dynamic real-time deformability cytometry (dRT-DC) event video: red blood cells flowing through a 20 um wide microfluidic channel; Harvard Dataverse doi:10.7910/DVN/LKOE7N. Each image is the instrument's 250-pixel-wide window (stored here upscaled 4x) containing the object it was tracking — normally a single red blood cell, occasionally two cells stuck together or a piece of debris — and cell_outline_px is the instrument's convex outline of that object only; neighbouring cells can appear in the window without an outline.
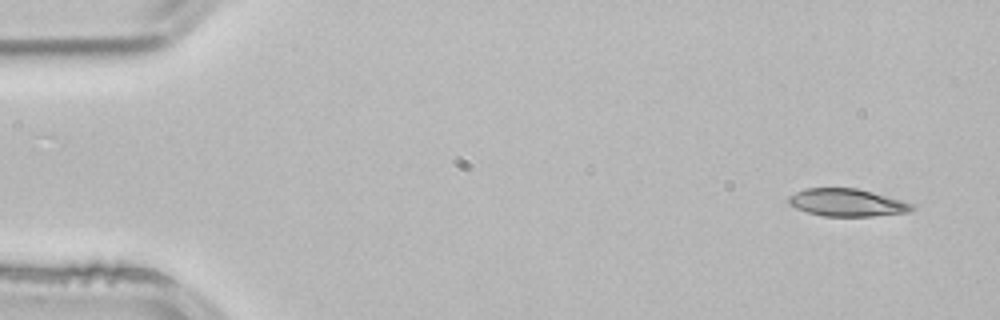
{"species": "common noctule bat (a hibernating species)", "species_latin": "Nyctalus noctula", "temperature_condition": "room temperature", "stored_images_in_passage": 3, "camera_frame_rate_fps": 3000, "um_per_image_px": 0.085, "animal": {"sex": "male", "body_mass_g": 21.5, "forearm_length_mm": 52.0}, "frame": {"image": 1, "passage_image": 1, "time_ms": 0.0, "image_size_px": [1000, 320], "cell_outline_px": [[916, 208], [912, 212], [872, 216], [824, 216], [808, 212], [796, 208], [788, 204], [788, 196], [804, 188], [856, 188], [872, 192], [900, 200], [912, 204]], "centroid_in_image_um": [71.99, 17.22], "position_along_channel_um": 13.0, "area_um2": 19.77}}